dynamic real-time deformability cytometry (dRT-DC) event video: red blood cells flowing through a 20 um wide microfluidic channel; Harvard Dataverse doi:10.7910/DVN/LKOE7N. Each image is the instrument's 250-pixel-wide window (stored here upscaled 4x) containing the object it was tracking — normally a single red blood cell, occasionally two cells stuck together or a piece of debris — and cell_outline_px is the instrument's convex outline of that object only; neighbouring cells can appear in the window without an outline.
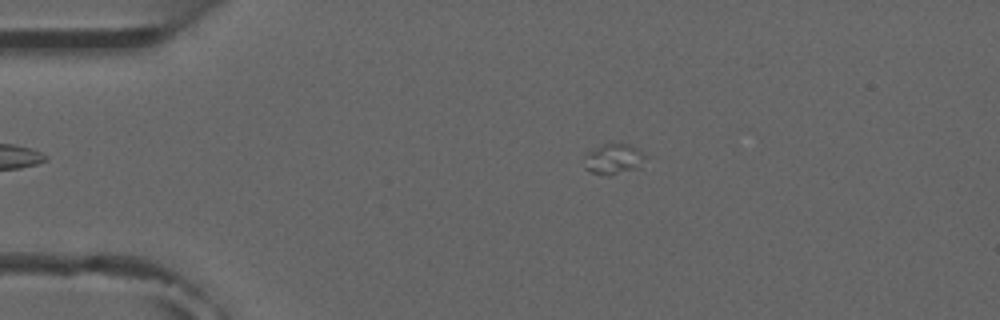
{"species": "common noctule bat (a hibernating species)", "species_latin": "Nyctalus noctula", "temperature_condition": "room temperature", "stored_images_in_passage": 5, "camera_frame_rate_fps": 3000, "um_per_image_px": 0.085, "animal": {"sex": "male", "forearm_length_mm": 52.5}, "frame": {"image": 1, "passage_image": 3, "time_ms": 2.333, "image_size_px": [1000, 320], "cell_outline_px": [[648, 156], [640, 168], [608, 176], [592, 172], [584, 168], [588, 152], [604, 144], [628, 144], [640, 148]], "centroid_in_image_um": [52.26, 13.53], "position_along_channel_um": 32.7, "area_um2": 10.92}}